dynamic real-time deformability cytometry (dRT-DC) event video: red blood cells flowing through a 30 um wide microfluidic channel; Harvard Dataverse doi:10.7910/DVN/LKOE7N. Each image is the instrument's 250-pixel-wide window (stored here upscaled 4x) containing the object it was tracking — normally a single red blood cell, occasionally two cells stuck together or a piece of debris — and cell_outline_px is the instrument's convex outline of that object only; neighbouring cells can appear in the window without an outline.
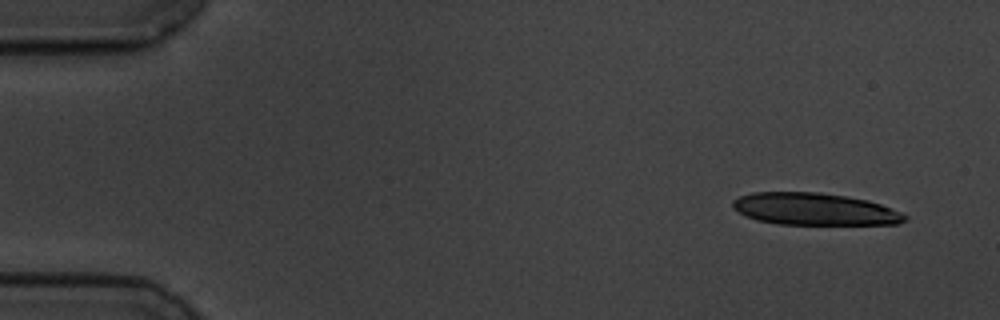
{"species": "common noctule bat (a hibernating species)", "species_latin": "Nyctalus noctula", "temperature_condition": "cold", "stored_images_in_passage": 58, "camera_frame_rate_fps": 3000, "um_per_image_px": 0.085, "animal": {"sex": "male", "body_mass_g": 19.5, "forearm_length_mm": 54.6}, "frame": {"image": 1, "passage_image": 4, "time_ms": 1.0, "image_size_px": [1000, 320], "cell_outline_px": [[908, 220], [896, 224], [776, 224], [756, 220], [744, 216], [732, 204], [732, 200], [740, 196], [752, 192], [820, 192], [848, 196], [868, 200], [880, 204], [900, 212], [908, 216]], "centroid_in_image_um": [69.23, 17.77], "position_along_channel_um": 15.8, "area_um2": 32.25}}
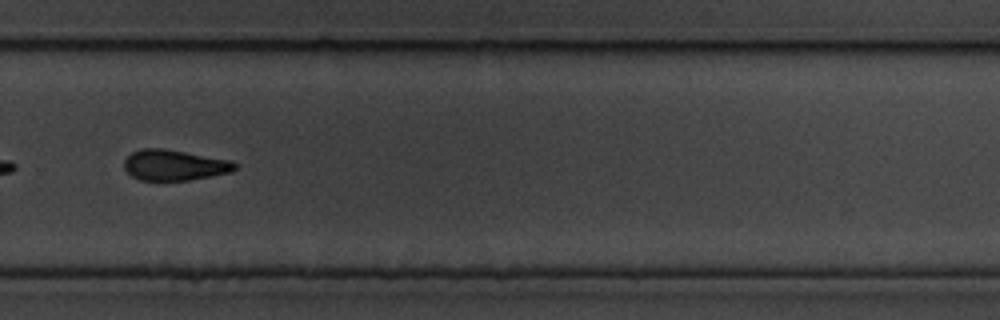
{"frame": {"image": 2, "passage_image": 40, "time_ms": 13.0, "image_size_px": [1000, 320], "cell_outline_px": [[236, 168], [232, 172], [188, 180], [140, 180], [132, 176], [124, 168], [124, 160], [132, 152], [140, 148], [164, 148], [232, 160], [236, 164]], "centroid_in_image_um": [14.82, 14.02], "position_along_channel_um": 315.0, "area_um2": 19.83}}
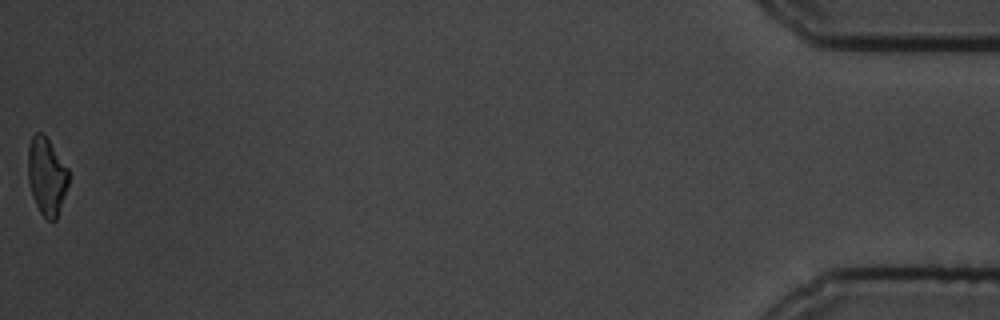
{"frame": {"image": 3, "passage_image": 58, "time_ms": 19.0, "image_size_px": [1000, 320], "cell_outline_px": [[68, 184], [56, 220], [48, 220], [40, 212], [36, 204], [28, 180], [28, 144], [32, 136], [36, 132], [44, 132], [68, 168]], "centroid_in_image_um": [3.96, 14.92], "position_along_channel_um": 431.2, "area_um2": 18.26}, "authors_computed_cell_mechanics": {"area_um2": 21.2704, "velocity_mm_per_s": 3.4875, "shape_relaxation_time_tau1_ms": 3.1581, "shape_relaxation_time_tau2_ms": 8.41, "deformation_change_tau1": 0.133, "deformation_change_tau2": 0.1726}}